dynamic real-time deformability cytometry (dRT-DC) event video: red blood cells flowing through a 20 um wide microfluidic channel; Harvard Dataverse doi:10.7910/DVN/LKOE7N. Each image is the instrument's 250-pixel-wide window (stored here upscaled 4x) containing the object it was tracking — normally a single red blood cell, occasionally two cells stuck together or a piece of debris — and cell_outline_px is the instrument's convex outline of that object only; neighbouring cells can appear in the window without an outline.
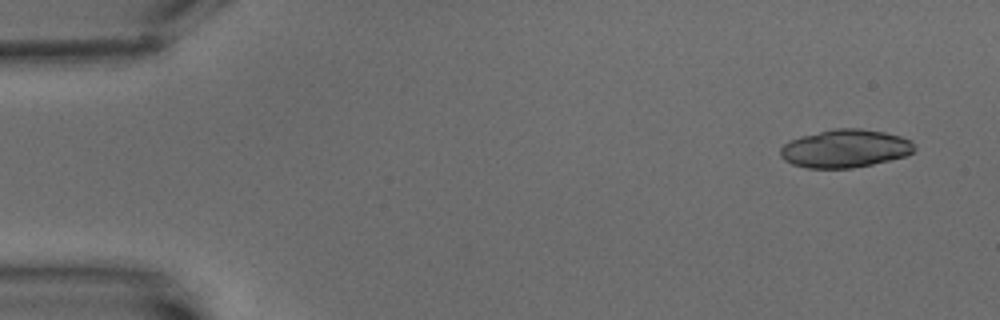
{"species": "common noctule bat (a hibernating species)", "species_latin": "Nyctalus noctula", "temperature_condition": "warm", "stored_images_in_passage": 8, "camera_frame_rate_fps": 3000, "um_per_image_px": 0.085, "animal": {"sex": "male", "body_mass_g": 15.6}, "frame": {"image": 1, "passage_image": 1, "time_ms": 0.0, "image_size_px": [1000, 320], "cell_outline_px": [[916, 148], [908, 156], [872, 164], [852, 168], [808, 168], [792, 164], [784, 160], [780, 156], [780, 148], [788, 140], [800, 136], [836, 128], [860, 128], [884, 132], [900, 136], [912, 140]], "centroid_in_image_um": [71.84, 12.62], "position_along_channel_um": 13.2, "area_um2": 29.94}}